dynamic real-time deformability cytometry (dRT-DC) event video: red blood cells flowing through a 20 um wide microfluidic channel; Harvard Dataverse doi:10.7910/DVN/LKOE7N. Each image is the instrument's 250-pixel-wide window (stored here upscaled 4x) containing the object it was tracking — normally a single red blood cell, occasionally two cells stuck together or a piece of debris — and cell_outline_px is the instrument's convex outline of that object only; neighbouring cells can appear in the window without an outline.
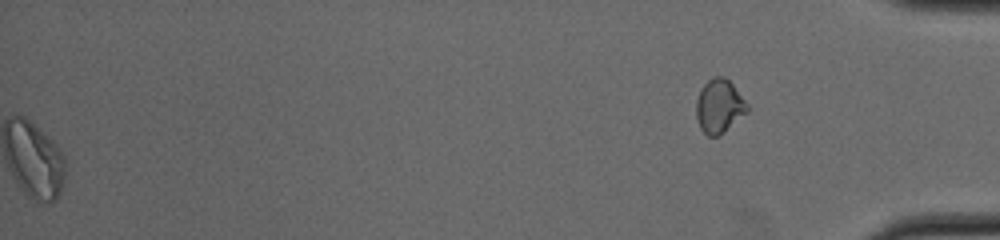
{"species": "common noctule bat (a hibernating species)", "species_latin": "Nyctalus noctula", "temperature_condition": "cold", "stored_images_in_passage": 30, "segment_of_instrument_passage": [2, 2], "camera_frame_rate_fps": 3000, "um_per_image_px": 0.085, "animal": {"sex": "male", "body_mass_g": 19.0, "forearm_length_mm": 50.8}, "frame": {"image": 1, "passage_image": 30, "time_ms": 9.667, "image_size_px": [1000, 240], "cell_outline_px": [[748, 112], [720, 136], [708, 136], [700, 128], [696, 116], [696, 100], [704, 84], [708, 80], [716, 76], [724, 76], [732, 84], [748, 104]], "centroid_in_image_um": [61.14, 9.05], "position_along_channel_um": 374.1, "area_um2": 15.95}}